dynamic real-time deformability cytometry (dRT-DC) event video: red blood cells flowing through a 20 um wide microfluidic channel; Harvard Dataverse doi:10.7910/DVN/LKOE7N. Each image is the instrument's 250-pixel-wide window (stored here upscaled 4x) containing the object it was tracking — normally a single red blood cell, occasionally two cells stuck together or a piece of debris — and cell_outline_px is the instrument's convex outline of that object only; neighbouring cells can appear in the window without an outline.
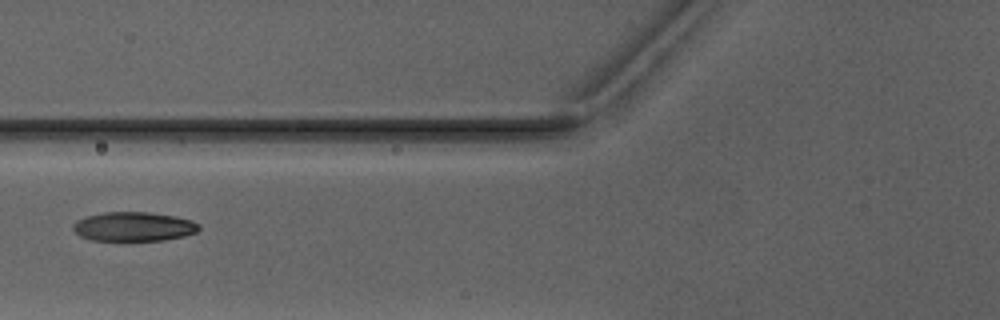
{"species": "Egyptian fruit bat (a non-hibernating species)", "species_latin": "Rousettus aegyptiacus", "temperature_condition": "warm", "stored_images_in_passage": 6, "camera_frame_rate_fps": 3000, "um_per_image_px": 0.085, "animal": {"sex": "male"}, "frame": {"image": 1, "passage_image": 5, "time_ms": 5.0, "image_size_px": [1000, 320], "cell_outline_px": [[200, 228], [196, 232], [184, 236], [164, 240], [120, 244], [92, 240], [80, 236], [72, 228], [72, 224], [76, 220], [88, 216], [104, 212], [148, 212], [176, 216], [192, 220], [200, 224]], "centroid_in_image_um": [11.34, 19.31], "position_along_channel_um": 114.5, "area_um2": 22.48}}
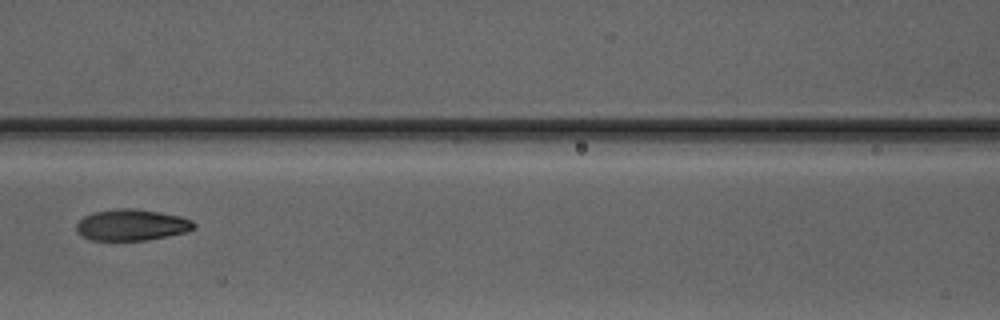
{"frame": {"image": 2, "passage_image": 6, "time_ms": 6.0, "image_size_px": [1000, 320], "cell_outline_px": [[196, 228], [188, 232], [168, 236], [144, 240], [92, 240], [80, 236], [76, 232], [76, 224], [84, 216], [92, 212], [116, 208], [136, 208], [160, 212], [180, 216], [192, 220], [196, 224]], "centroid_in_image_um": [11.19, 19.11], "position_along_channel_um": 155.4, "area_um2": 21.73}}